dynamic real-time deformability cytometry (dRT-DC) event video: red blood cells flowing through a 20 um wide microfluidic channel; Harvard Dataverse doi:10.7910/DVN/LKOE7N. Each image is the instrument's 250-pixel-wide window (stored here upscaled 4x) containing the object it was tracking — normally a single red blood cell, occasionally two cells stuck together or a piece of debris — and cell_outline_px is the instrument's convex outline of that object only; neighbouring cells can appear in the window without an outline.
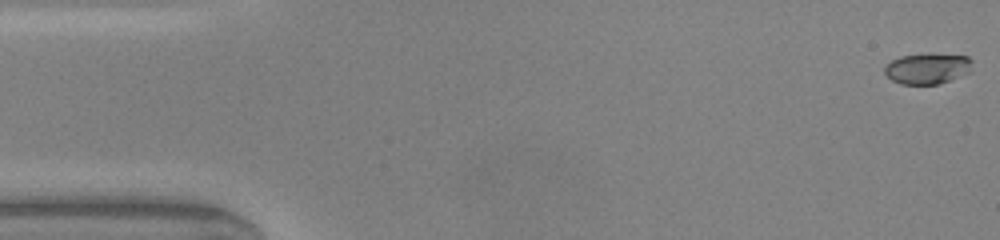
{"species": "common noctule bat (a hibernating species)", "species_latin": "Nyctalus noctula", "temperature_condition": "warm", "stored_images_in_passage": 48, "camera_frame_rate_fps": 3000, "um_per_image_px": 0.085, "animal": {"sex": "male", "body_mass_g": 20.0, "forearm_length_mm": 53.3}, "frame": {"image": 1, "passage_image": 1, "time_ms": 0.0, "image_size_px": [1000, 240], "cell_outline_px": [[972, 72], [940, 84], [900, 84], [892, 80], [884, 72], [884, 68], [892, 60], [900, 56], [968, 56], [972, 60]], "centroid_in_image_um": [78.86, 5.88], "position_along_channel_um": 6.1, "area_um2": 15.2}}
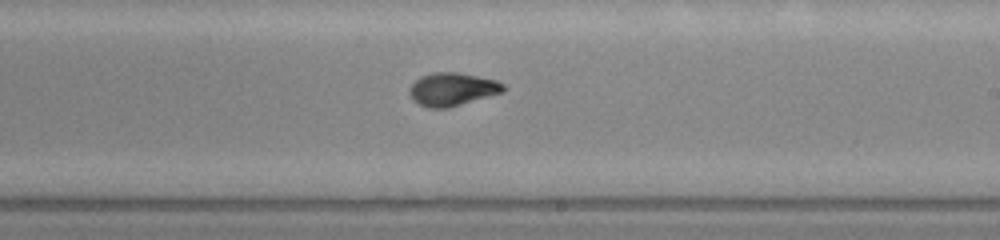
{"frame": {"image": 2, "passage_image": 28, "time_ms": 9.0, "image_size_px": [1000, 240], "cell_outline_px": [[504, 92], [448, 108], [428, 108], [412, 100], [408, 92], [408, 88], [420, 76], [432, 72], [456, 72], [496, 80], [504, 84]], "centroid_in_image_um": [38.41, 7.59], "position_along_channel_um": 250.6, "area_um2": 18.15}}
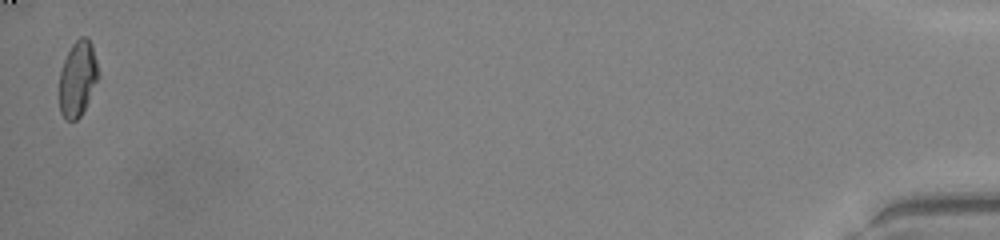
{"frame": {"image": 3, "passage_image": 48, "time_ms": 15.667, "image_size_px": [1000, 240], "cell_outline_px": [[96, 80], [88, 100], [80, 116], [76, 120], [64, 120], [60, 112], [60, 72], [64, 60], [72, 44], [80, 36], [88, 36], [92, 44], [96, 60]], "centroid_in_image_um": [6.57, 6.66], "position_along_channel_um": 428.6, "area_um2": 16.65}, "authors_computed_cell_mechanics": {"area_um2": 17.5423, "velocity_mm_per_s": 4.1925, "shape_relaxation_time_tau1_ms": 5.4621, "shape_relaxation_time_tau2_ms": 1.0812, "deformation_change_tau1": 0.199, "deformation_change_tau2": 0.0537}}